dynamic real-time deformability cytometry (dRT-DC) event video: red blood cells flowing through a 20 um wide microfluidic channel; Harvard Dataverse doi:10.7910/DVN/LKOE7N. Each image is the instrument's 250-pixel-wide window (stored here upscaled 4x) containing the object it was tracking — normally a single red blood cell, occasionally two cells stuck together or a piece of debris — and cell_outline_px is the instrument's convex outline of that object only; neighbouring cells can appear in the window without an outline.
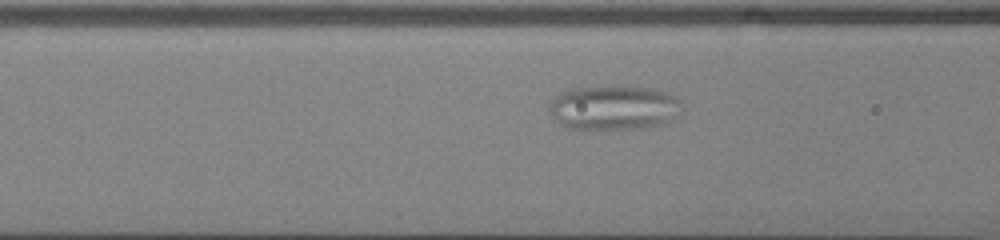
{"species": "common noctule bat (a hibernating species)", "species_latin": "Nyctalus noctula", "temperature_condition": "cold", "stored_images_in_passage": 43, "camera_frame_rate_fps": 3000, "um_per_image_px": 0.085, "animal": {"sex": "male", "body_mass_g": 13.0, "forearm_length_mm": 53.1}, "frame": {"image": 1, "passage_image": 13, "time_ms": 4.0, "image_size_px": [1000, 240], "cell_outline_px": [[680, 104], [668, 124], [644, 128], [568, 128], [560, 124], [552, 116], [548, 108], [552, 100], [560, 92], [572, 88], [620, 84], [652, 88], [668, 92], [680, 100]], "centroid_in_image_um": [52.15, 9.11], "position_along_channel_um": 114.4, "area_um2": 34.68}}
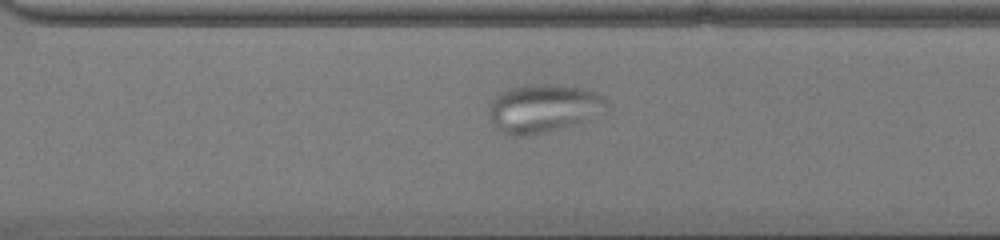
{"frame": {"image": 2, "passage_image": 29, "time_ms": 9.333, "image_size_px": [1000, 240], "cell_outline_px": [[608, 112], [580, 124], [548, 132], [528, 136], [504, 136], [496, 128], [488, 112], [488, 104], [500, 92], [508, 88], [544, 84], [552, 84], [584, 88], [596, 92], [604, 96], [608, 100]], "centroid_in_image_um": [46.25, 9.24], "position_along_channel_um": 324.4, "area_um2": 34.1}}
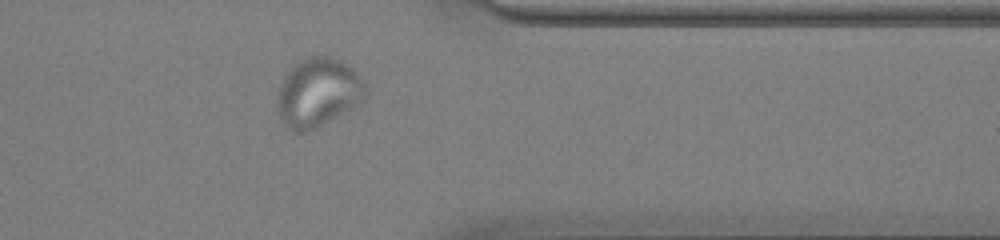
{"frame": {"image": 3, "passage_image": 34, "time_ms": 11.0, "image_size_px": [1000, 240], "cell_outline_px": [[368, 92], [364, 100], [352, 108], [316, 128], [304, 132], [296, 132], [288, 128], [280, 120], [276, 104], [276, 96], [284, 76], [296, 64], [308, 56], [328, 56], [340, 60], [348, 64], [360, 76]], "centroid_in_image_um": [27.03, 7.88], "position_along_channel_um": 384.4, "area_um2": 35.43}}